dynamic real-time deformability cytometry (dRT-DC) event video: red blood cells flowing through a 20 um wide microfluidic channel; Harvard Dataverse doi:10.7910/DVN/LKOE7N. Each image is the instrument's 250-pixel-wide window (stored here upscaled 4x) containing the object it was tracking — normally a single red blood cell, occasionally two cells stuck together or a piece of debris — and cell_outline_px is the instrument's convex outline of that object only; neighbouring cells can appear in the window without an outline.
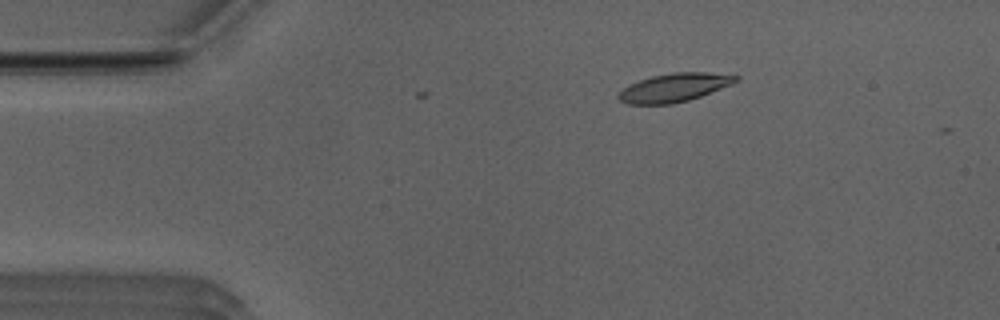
{"species": "Egyptian fruit bat (a non-hibernating species)", "species_latin": "Rousettus aegyptiacus", "temperature_condition": "room temperature", "stored_images_in_passage": 6, "camera_frame_rate_fps": 3000, "um_per_image_px": 0.085, "animal": {"sex": "male"}, "frame": {"image": 1, "passage_image": 1, "time_ms": 0.0, "image_size_px": [1000, 320], "cell_outline_px": [[740, 80], [732, 84], [700, 96], [688, 100], [672, 104], [628, 104], [620, 100], [616, 96], [624, 88], [640, 80], [652, 76], [672, 72], [708, 72], [740, 76]], "centroid_in_image_um": [57.34, 7.44], "position_along_channel_um": 27.7, "area_um2": 19.31}}